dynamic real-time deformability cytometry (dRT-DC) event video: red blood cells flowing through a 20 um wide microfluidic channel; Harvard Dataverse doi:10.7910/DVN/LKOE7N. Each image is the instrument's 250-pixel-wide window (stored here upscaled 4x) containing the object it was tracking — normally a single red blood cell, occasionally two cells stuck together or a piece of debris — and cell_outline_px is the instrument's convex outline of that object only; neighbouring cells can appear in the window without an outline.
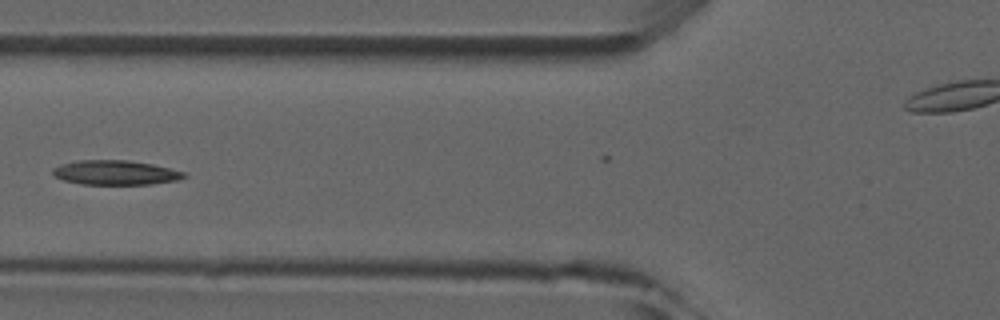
{"species": "common noctule bat (a hibernating species)", "species_latin": "Nyctalus noctula", "temperature_condition": "room temperature", "stored_images_in_passage": 6, "camera_frame_rate_fps": 3000, "um_per_image_px": 0.085, "animal": {"sex": "male", "forearm_length_mm": 52.5}, "frame": {"image": 1, "passage_image": 5, "time_ms": 4.667, "image_size_px": [1000, 320], "cell_outline_px": [[188, 176], [176, 180], [148, 184], [80, 184], [64, 180], [56, 176], [52, 172], [52, 168], [60, 164], [76, 160], [128, 160], [152, 164], [184, 172]], "centroid_in_image_um": [9.77, 14.66], "position_along_channel_um": 116.0, "area_um2": 18.61}}
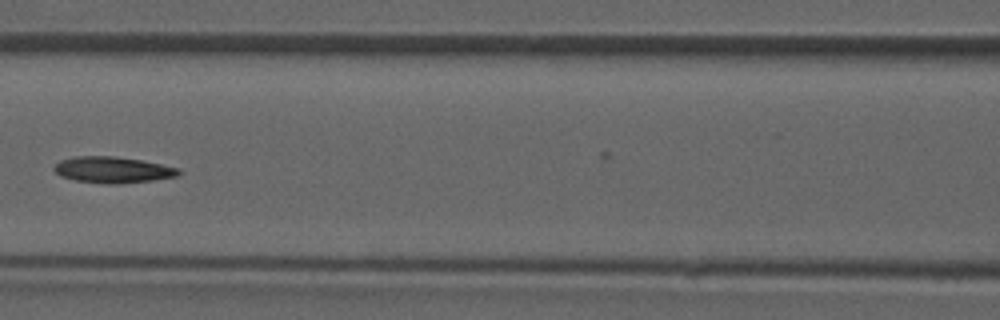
{"frame": {"image": 2, "passage_image": 6, "time_ms": 5.667, "image_size_px": [1000, 320], "cell_outline_px": [[180, 172], [176, 176], [152, 180], [116, 184], [104, 184], [76, 180], [60, 176], [52, 168], [60, 160], [72, 156], [116, 156], [140, 160], [180, 168]], "centroid_in_image_um": [9.54, 14.43], "position_along_channel_um": 157.1, "area_um2": 18.96}}